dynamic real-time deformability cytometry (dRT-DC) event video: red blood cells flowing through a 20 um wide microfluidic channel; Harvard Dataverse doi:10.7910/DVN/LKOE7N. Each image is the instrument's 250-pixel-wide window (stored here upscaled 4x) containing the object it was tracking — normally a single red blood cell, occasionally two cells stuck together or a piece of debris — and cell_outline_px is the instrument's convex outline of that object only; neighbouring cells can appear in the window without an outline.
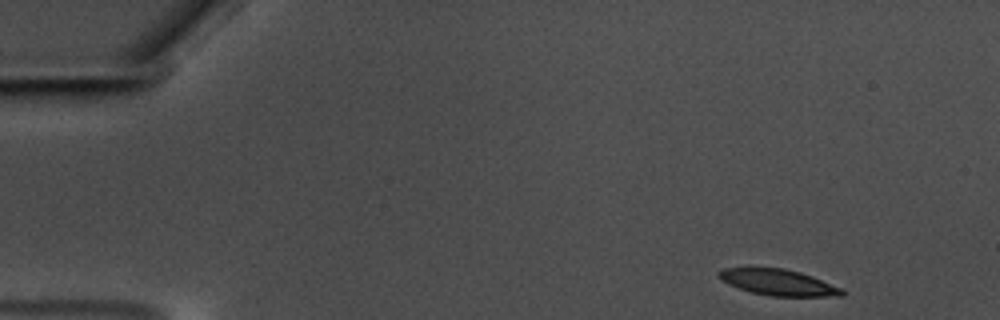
{"species": "common noctule bat (a hibernating species)", "species_latin": "Nyctalus noctula", "temperature_condition": "warm", "stored_images_in_passage": 13, "camera_frame_rate_fps": 3000, "um_per_image_px": 0.085, "animal": {"sex": "male", "body_mass_g": 17.5, "forearm_length_mm": 52.3}, "frame": {"image": 1, "passage_image": 1, "time_ms": 0.0, "image_size_px": [1000, 320], "cell_outline_px": [[844, 296], [768, 296], [752, 292], [728, 284], [720, 280], [716, 276], [716, 272], [724, 268], [784, 268], [800, 272], [812, 276], [844, 288]], "centroid_in_image_um": [66.16, 24.0], "position_along_channel_um": 18.8, "area_um2": 18.84}}